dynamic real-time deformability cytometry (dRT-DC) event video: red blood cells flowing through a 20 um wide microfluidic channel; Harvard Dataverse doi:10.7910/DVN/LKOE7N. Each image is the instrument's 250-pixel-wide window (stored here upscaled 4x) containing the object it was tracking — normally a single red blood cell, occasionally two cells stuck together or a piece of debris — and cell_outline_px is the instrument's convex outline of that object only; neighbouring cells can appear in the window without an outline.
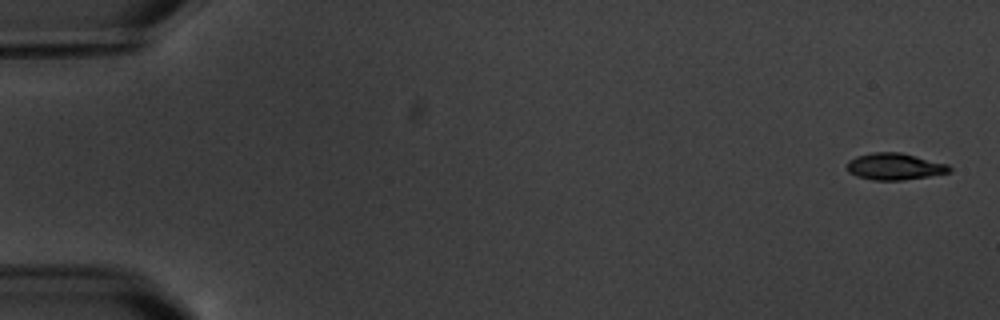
{"species": "common noctule bat (a hibernating species)", "species_latin": "Nyctalus noctula", "temperature_condition": "warm", "stored_images_in_passage": 5, "camera_frame_rate_fps": 3000, "um_per_image_px": 0.085, "animal": {"sex": "male", "body_mass_g": 20.1, "forearm_length_mm": 53.5}, "frame": {"image": 1, "passage_image": 1, "time_ms": 0.0, "image_size_px": [1000, 320], "cell_outline_px": [[952, 172], [928, 176], [900, 180], [872, 180], [856, 176], [848, 172], [848, 160], [856, 156], [872, 152], [900, 152], [948, 164], [952, 168]], "centroid_in_image_um": [76.04, 14.15], "position_along_channel_um": 9.0, "area_um2": 15.95}}